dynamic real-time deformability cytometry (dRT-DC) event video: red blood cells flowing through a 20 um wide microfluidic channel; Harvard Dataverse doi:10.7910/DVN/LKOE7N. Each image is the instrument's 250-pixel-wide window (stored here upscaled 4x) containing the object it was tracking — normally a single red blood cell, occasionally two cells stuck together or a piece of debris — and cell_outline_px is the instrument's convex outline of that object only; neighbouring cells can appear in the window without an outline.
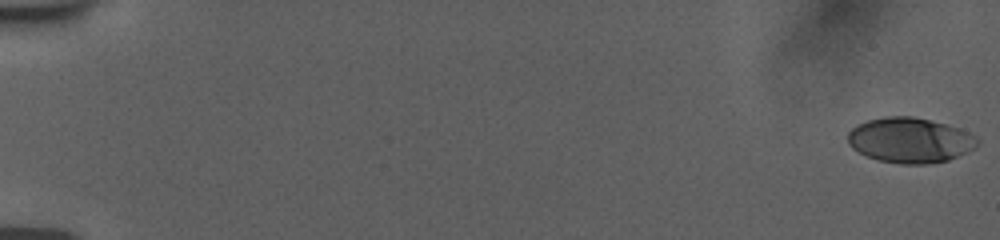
{"species": "human", "species_latin": "Homo sapiens", "temperature_condition": "room temperature", "stored_images_in_passage": 56, "camera_frame_rate_fps": 3000, "um_per_image_px": 0.085, "donor": {"sex": "female"}, "frame": {"image": 1, "passage_image": 1, "time_ms": 0.0, "image_size_px": [1000, 240], "cell_outline_px": [[980, 140], [972, 148], [948, 160], [924, 164], [900, 164], [880, 160], [868, 156], [852, 148], [848, 144], [848, 132], [852, 128], [868, 120], [884, 116], [912, 116], [944, 124], [968, 132], [976, 136]], "centroid_in_image_um": [77.31, 11.91], "position_along_channel_um": 7.7, "area_um2": 33.58}}
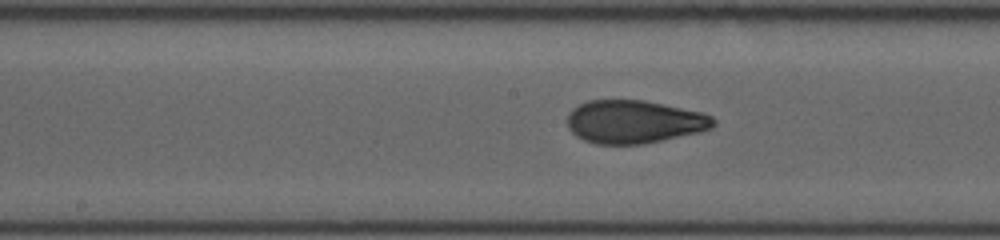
{"frame": {"image": 2, "passage_image": 31, "time_ms": 10.0, "image_size_px": [1000, 240], "cell_outline_px": [[716, 124], [712, 128], [700, 132], [644, 144], [596, 144], [584, 140], [576, 136], [568, 128], [568, 112], [572, 108], [588, 100], [644, 100], [700, 112], [712, 116], [716, 120]], "centroid_in_image_um": [53.9, 10.35], "position_along_channel_um": 194.3, "area_um2": 36.76}}
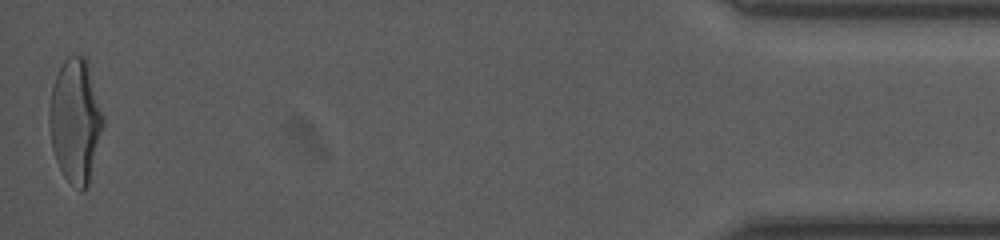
{"frame": {"image": 3, "passage_image": 56, "time_ms": 18.333, "image_size_px": [1000, 240], "cell_outline_px": [[104, 124], [88, 184], [80, 192], [64, 176], [56, 160], [52, 148], [48, 124], [48, 112], [52, 84], [64, 60], [68, 56], [84, 56], [88, 60], [104, 116]], "centroid_in_image_um": [6.4, 10.23], "position_along_channel_um": 428.8, "area_um2": 38.96}, "authors_computed_cell_mechanics": {"area_um2": 35.9516, "velocity_mm_per_s": 3.7801, "shape_relaxation_time_tau1_ms": 6.905, "shape_relaxation_time_tau2_ms": 0.921, "deformation_change_tau1": 0.2404, "deformation_change_tau2": 0.0698}}